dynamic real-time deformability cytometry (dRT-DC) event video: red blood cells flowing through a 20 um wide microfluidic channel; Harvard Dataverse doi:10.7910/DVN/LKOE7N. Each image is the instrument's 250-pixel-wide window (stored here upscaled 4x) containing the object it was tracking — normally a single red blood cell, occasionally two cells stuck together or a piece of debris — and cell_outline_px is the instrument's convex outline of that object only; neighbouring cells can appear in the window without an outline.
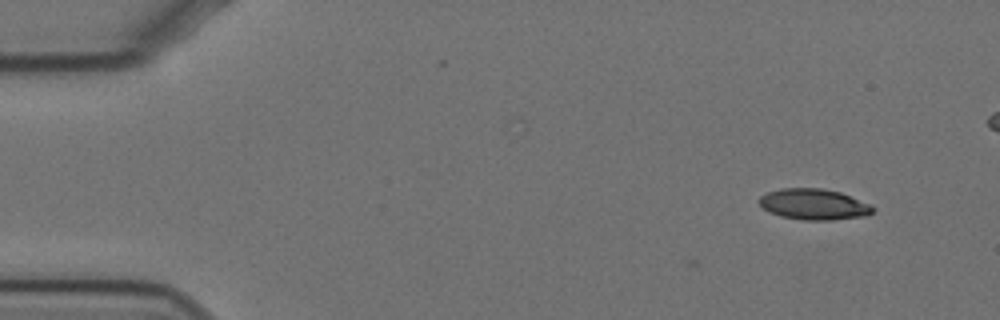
{"species": "Egyptian fruit bat (a non-hibernating species)", "species_latin": "Rousettus aegyptiacus", "temperature_condition": "cold", "stored_images_in_passage": 9, "camera_frame_rate_fps": 3000, "um_per_image_px": 0.085, "animal": {"sex": "female"}, "frame": {"image": 1, "passage_image": 9, "time_ms": 2.667, "image_size_px": [1000, 320], "cell_outline_px": [[876, 208], [868, 216], [832, 220], [800, 220], [780, 216], [768, 212], [760, 204], [760, 196], [768, 192], [780, 188], [824, 188], [840, 192], [872, 204]], "centroid_in_image_um": [69.22, 17.37], "position_along_channel_um": 15.8, "area_um2": 20.75}}